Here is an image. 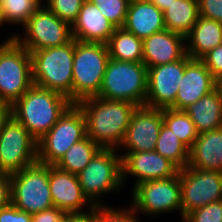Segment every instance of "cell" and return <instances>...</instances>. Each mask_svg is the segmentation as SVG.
Instances as JSON below:
<instances>
[{
  "label": "cell",
  "mask_w": 222,
  "mask_h": 222,
  "mask_svg": "<svg viewBox=\"0 0 222 222\" xmlns=\"http://www.w3.org/2000/svg\"><path fill=\"white\" fill-rule=\"evenodd\" d=\"M37 162V141L11 115L0 130V172L12 175Z\"/></svg>",
  "instance_id": "30bf717a"
},
{
  "label": "cell",
  "mask_w": 222,
  "mask_h": 222,
  "mask_svg": "<svg viewBox=\"0 0 222 222\" xmlns=\"http://www.w3.org/2000/svg\"><path fill=\"white\" fill-rule=\"evenodd\" d=\"M48 181L53 206L64 213L83 212L85 207H95L84 195L77 175L49 165Z\"/></svg>",
  "instance_id": "e0dca14e"
},
{
  "label": "cell",
  "mask_w": 222,
  "mask_h": 222,
  "mask_svg": "<svg viewBox=\"0 0 222 222\" xmlns=\"http://www.w3.org/2000/svg\"><path fill=\"white\" fill-rule=\"evenodd\" d=\"M147 83L148 68L143 62H126L110 58L100 91L96 96L142 106L145 105Z\"/></svg>",
  "instance_id": "277c9868"
},
{
  "label": "cell",
  "mask_w": 222,
  "mask_h": 222,
  "mask_svg": "<svg viewBox=\"0 0 222 222\" xmlns=\"http://www.w3.org/2000/svg\"><path fill=\"white\" fill-rule=\"evenodd\" d=\"M131 207L116 209L111 206H95L92 209V222H140Z\"/></svg>",
  "instance_id": "1f68e13d"
},
{
  "label": "cell",
  "mask_w": 222,
  "mask_h": 222,
  "mask_svg": "<svg viewBox=\"0 0 222 222\" xmlns=\"http://www.w3.org/2000/svg\"><path fill=\"white\" fill-rule=\"evenodd\" d=\"M42 5L39 0H0L5 22L22 26Z\"/></svg>",
  "instance_id": "f546056e"
},
{
  "label": "cell",
  "mask_w": 222,
  "mask_h": 222,
  "mask_svg": "<svg viewBox=\"0 0 222 222\" xmlns=\"http://www.w3.org/2000/svg\"><path fill=\"white\" fill-rule=\"evenodd\" d=\"M183 111L193 121L199 134L222 127V95L217 87Z\"/></svg>",
  "instance_id": "cb8c5ba5"
},
{
  "label": "cell",
  "mask_w": 222,
  "mask_h": 222,
  "mask_svg": "<svg viewBox=\"0 0 222 222\" xmlns=\"http://www.w3.org/2000/svg\"><path fill=\"white\" fill-rule=\"evenodd\" d=\"M24 37L16 34V41L30 53L70 42L71 25L59 19L46 5L41 6L23 25Z\"/></svg>",
  "instance_id": "8fae6325"
},
{
  "label": "cell",
  "mask_w": 222,
  "mask_h": 222,
  "mask_svg": "<svg viewBox=\"0 0 222 222\" xmlns=\"http://www.w3.org/2000/svg\"><path fill=\"white\" fill-rule=\"evenodd\" d=\"M107 47L111 59L126 62H143L142 40L124 27L114 30Z\"/></svg>",
  "instance_id": "484cf974"
},
{
  "label": "cell",
  "mask_w": 222,
  "mask_h": 222,
  "mask_svg": "<svg viewBox=\"0 0 222 222\" xmlns=\"http://www.w3.org/2000/svg\"><path fill=\"white\" fill-rule=\"evenodd\" d=\"M181 184L182 220L192 210L222 200V173L193 169L178 170Z\"/></svg>",
  "instance_id": "4fadbf2b"
},
{
  "label": "cell",
  "mask_w": 222,
  "mask_h": 222,
  "mask_svg": "<svg viewBox=\"0 0 222 222\" xmlns=\"http://www.w3.org/2000/svg\"><path fill=\"white\" fill-rule=\"evenodd\" d=\"M162 124L163 109L137 106L119 148L128 152L155 151Z\"/></svg>",
  "instance_id": "9a60e30c"
},
{
  "label": "cell",
  "mask_w": 222,
  "mask_h": 222,
  "mask_svg": "<svg viewBox=\"0 0 222 222\" xmlns=\"http://www.w3.org/2000/svg\"><path fill=\"white\" fill-rule=\"evenodd\" d=\"M155 151L166 157L178 169L188 165L189 148L164 124L160 129Z\"/></svg>",
  "instance_id": "83f0119b"
},
{
  "label": "cell",
  "mask_w": 222,
  "mask_h": 222,
  "mask_svg": "<svg viewBox=\"0 0 222 222\" xmlns=\"http://www.w3.org/2000/svg\"><path fill=\"white\" fill-rule=\"evenodd\" d=\"M192 58L185 55L182 59L148 68V83L145 105L152 108H170L174 103L182 81L185 65Z\"/></svg>",
  "instance_id": "5bb4252c"
},
{
  "label": "cell",
  "mask_w": 222,
  "mask_h": 222,
  "mask_svg": "<svg viewBox=\"0 0 222 222\" xmlns=\"http://www.w3.org/2000/svg\"><path fill=\"white\" fill-rule=\"evenodd\" d=\"M122 157V182L127 175L136 177L134 186L150 180L168 179L178 173V168L156 151L126 152Z\"/></svg>",
  "instance_id": "2e32d148"
},
{
  "label": "cell",
  "mask_w": 222,
  "mask_h": 222,
  "mask_svg": "<svg viewBox=\"0 0 222 222\" xmlns=\"http://www.w3.org/2000/svg\"><path fill=\"white\" fill-rule=\"evenodd\" d=\"M132 187L130 207L136 213L155 216L180 210L182 219L179 173L168 179L150 180Z\"/></svg>",
  "instance_id": "7c38bea8"
},
{
  "label": "cell",
  "mask_w": 222,
  "mask_h": 222,
  "mask_svg": "<svg viewBox=\"0 0 222 222\" xmlns=\"http://www.w3.org/2000/svg\"><path fill=\"white\" fill-rule=\"evenodd\" d=\"M11 36L0 46V101L12 106L34 83L30 52Z\"/></svg>",
  "instance_id": "8992f818"
},
{
  "label": "cell",
  "mask_w": 222,
  "mask_h": 222,
  "mask_svg": "<svg viewBox=\"0 0 222 222\" xmlns=\"http://www.w3.org/2000/svg\"><path fill=\"white\" fill-rule=\"evenodd\" d=\"M100 149L98 144L86 136L73 144L55 166L60 170L77 175L90 163Z\"/></svg>",
  "instance_id": "4316f807"
},
{
  "label": "cell",
  "mask_w": 222,
  "mask_h": 222,
  "mask_svg": "<svg viewBox=\"0 0 222 222\" xmlns=\"http://www.w3.org/2000/svg\"><path fill=\"white\" fill-rule=\"evenodd\" d=\"M6 22H5V20H4V17H3V13H2V11H1V9H0V26L1 25H4Z\"/></svg>",
  "instance_id": "ee69618b"
},
{
  "label": "cell",
  "mask_w": 222,
  "mask_h": 222,
  "mask_svg": "<svg viewBox=\"0 0 222 222\" xmlns=\"http://www.w3.org/2000/svg\"><path fill=\"white\" fill-rule=\"evenodd\" d=\"M185 37L163 30L142 40L143 63L147 68L176 62L186 55Z\"/></svg>",
  "instance_id": "d6986e66"
},
{
  "label": "cell",
  "mask_w": 222,
  "mask_h": 222,
  "mask_svg": "<svg viewBox=\"0 0 222 222\" xmlns=\"http://www.w3.org/2000/svg\"><path fill=\"white\" fill-rule=\"evenodd\" d=\"M85 0H46V7L70 25L76 20Z\"/></svg>",
  "instance_id": "d6a6232c"
},
{
  "label": "cell",
  "mask_w": 222,
  "mask_h": 222,
  "mask_svg": "<svg viewBox=\"0 0 222 222\" xmlns=\"http://www.w3.org/2000/svg\"><path fill=\"white\" fill-rule=\"evenodd\" d=\"M86 119L73 103L52 128L37 141V159L44 165H55L71 146L86 137Z\"/></svg>",
  "instance_id": "9c48e42d"
},
{
  "label": "cell",
  "mask_w": 222,
  "mask_h": 222,
  "mask_svg": "<svg viewBox=\"0 0 222 222\" xmlns=\"http://www.w3.org/2000/svg\"><path fill=\"white\" fill-rule=\"evenodd\" d=\"M87 210V212L65 213L61 222H92V209Z\"/></svg>",
  "instance_id": "ab89813d"
},
{
  "label": "cell",
  "mask_w": 222,
  "mask_h": 222,
  "mask_svg": "<svg viewBox=\"0 0 222 222\" xmlns=\"http://www.w3.org/2000/svg\"><path fill=\"white\" fill-rule=\"evenodd\" d=\"M64 212L56 207L32 215V222H61Z\"/></svg>",
  "instance_id": "74e56055"
},
{
  "label": "cell",
  "mask_w": 222,
  "mask_h": 222,
  "mask_svg": "<svg viewBox=\"0 0 222 222\" xmlns=\"http://www.w3.org/2000/svg\"><path fill=\"white\" fill-rule=\"evenodd\" d=\"M187 166L222 173V127L198 135L189 149Z\"/></svg>",
  "instance_id": "44dd1931"
},
{
  "label": "cell",
  "mask_w": 222,
  "mask_h": 222,
  "mask_svg": "<svg viewBox=\"0 0 222 222\" xmlns=\"http://www.w3.org/2000/svg\"><path fill=\"white\" fill-rule=\"evenodd\" d=\"M199 16L222 23V0H198Z\"/></svg>",
  "instance_id": "d590c367"
},
{
  "label": "cell",
  "mask_w": 222,
  "mask_h": 222,
  "mask_svg": "<svg viewBox=\"0 0 222 222\" xmlns=\"http://www.w3.org/2000/svg\"><path fill=\"white\" fill-rule=\"evenodd\" d=\"M49 165L39 162L10 175V203L31 215L53 206Z\"/></svg>",
  "instance_id": "ba28073f"
},
{
  "label": "cell",
  "mask_w": 222,
  "mask_h": 222,
  "mask_svg": "<svg viewBox=\"0 0 222 222\" xmlns=\"http://www.w3.org/2000/svg\"><path fill=\"white\" fill-rule=\"evenodd\" d=\"M181 222H222V200L192 210Z\"/></svg>",
  "instance_id": "836d02e7"
},
{
  "label": "cell",
  "mask_w": 222,
  "mask_h": 222,
  "mask_svg": "<svg viewBox=\"0 0 222 222\" xmlns=\"http://www.w3.org/2000/svg\"><path fill=\"white\" fill-rule=\"evenodd\" d=\"M33 83L73 102L74 38L65 45L30 53Z\"/></svg>",
  "instance_id": "3957f363"
},
{
  "label": "cell",
  "mask_w": 222,
  "mask_h": 222,
  "mask_svg": "<svg viewBox=\"0 0 222 222\" xmlns=\"http://www.w3.org/2000/svg\"><path fill=\"white\" fill-rule=\"evenodd\" d=\"M186 54L201 59L222 43V23L199 16L192 30L185 37Z\"/></svg>",
  "instance_id": "603a6c76"
},
{
  "label": "cell",
  "mask_w": 222,
  "mask_h": 222,
  "mask_svg": "<svg viewBox=\"0 0 222 222\" xmlns=\"http://www.w3.org/2000/svg\"><path fill=\"white\" fill-rule=\"evenodd\" d=\"M116 27L101 13L96 4L85 0L71 25L76 41L107 44Z\"/></svg>",
  "instance_id": "ffe728a7"
},
{
  "label": "cell",
  "mask_w": 222,
  "mask_h": 222,
  "mask_svg": "<svg viewBox=\"0 0 222 222\" xmlns=\"http://www.w3.org/2000/svg\"><path fill=\"white\" fill-rule=\"evenodd\" d=\"M217 81L222 77V43L209 51L200 59Z\"/></svg>",
  "instance_id": "e575fe53"
},
{
  "label": "cell",
  "mask_w": 222,
  "mask_h": 222,
  "mask_svg": "<svg viewBox=\"0 0 222 222\" xmlns=\"http://www.w3.org/2000/svg\"><path fill=\"white\" fill-rule=\"evenodd\" d=\"M178 86L175 103L170 108L184 110L189 104L213 91L217 87V81L200 59H191L185 65L184 76Z\"/></svg>",
  "instance_id": "ac0fdd59"
},
{
  "label": "cell",
  "mask_w": 222,
  "mask_h": 222,
  "mask_svg": "<svg viewBox=\"0 0 222 222\" xmlns=\"http://www.w3.org/2000/svg\"><path fill=\"white\" fill-rule=\"evenodd\" d=\"M163 124L168 127L189 149L199 133L195 124L183 110L163 109Z\"/></svg>",
  "instance_id": "f1b7e54d"
},
{
  "label": "cell",
  "mask_w": 222,
  "mask_h": 222,
  "mask_svg": "<svg viewBox=\"0 0 222 222\" xmlns=\"http://www.w3.org/2000/svg\"><path fill=\"white\" fill-rule=\"evenodd\" d=\"M142 2H152L154 5H156L162 12H164L169 5L175 1V0H137Z\"/></svg>",
  "instance_id": "b9f144b4"
},
{
  "label": "cell",
  "mask_w": 222,
  "mask_h": 222,
  "mask_svg": "<svg viewBox=\"0 0 222 222\" xmlns=\"http://www.w3.org/2000/svg\"><path fill=\"white\" fill-rule=\"evenodd\" d=\"M72 104L61 93L33 84L11 106V115L39 141Z\"/></svg>",
  "instance_id": "7a4b0ae2"
},
{
  "label": "cell",
  "mask_w": 222,
  "mask_h": 222,
  "mask_svg": "<svg viewBox=\"0 0 222 222\" xmlns=\"http://www.w3.org/2000/svg\"><path fill=\"white\" fill-rule=\"evenodd\" d=\"M11 117V105L0 101V130L5 122Z\"/></svg>",
  "instance_id": "60d3db41"
},
{
  "label": "cell",
  "mask_w": 222,
  "mask_h": 222,
  "mask_svg": "<svg viewBox=\"0 0 222 222\" xmlns=\"http://www.w3.org/2000/svg\"><path fill=\"white\" fill-rule=\"evenodd\" d=\"M10 203V175L0 172V210Z\"/></svg>",
  "instance_id": "f35d334b"
},
{
  "label": "cell",
  "mask_w": 222,
  "mask_h": 222,
  "mask_svg": "<svg viewBox=\"0 0 222 222\" xmlns=\"http://www.w3.org/2000/svg\"><path fill=\"white\" fill-rule=\"evenodd\" d=\"M217 88L222 95V77L217 80Z\"/></svg>",
  "instance_id": "7bdbcfd3"
},
{
  "label": "cell",
  "mask_w": 222,
  "mask_h": 222,
  "mask_svg": "<svg viewBox=\"0 0 222 222\" xmlns=\"http://www.w3.org/2000/svg\"><path fill=\"white\" fill-rule=\"evenodd\" d=\"M109 59L107 44L74 39L73 103L99 93Z\"/></svg>",
  "instance_id": "5b68a950"
},
{
  "label": "cell",
  "mask_w": 222,
  "mask_h": 222,
  "mask_svg": "<svg viewBox=\"0 0 222 222\" xmlns=\"http://www.w3.org/2000/svg\"><path fill=\"white\" fill-rule=\"evenodd\" d=\"M98 6L101 13L116 27H123L130 0H89Z\"/></svg>",
  "instance_id": "4dcf8cb0"
},
{
  "label": "cell",
  "mask_w": 222,
  "mask_h": 222,
  "mask_svg": "<svg viewBox=\"0 0 222 222\" xmlns=\"http://www.w3.org/2000/svg\"><path fill=\"white\" fill-rule=\"evenodd\" d=\"M163 17L166 30L186 37L199 18L198 0H175Z\"/></svg>",
  "instance_id": "d4e9b609"
},
{
  "label": "cell",
  "mask_w": 222,
  "mask_h": 222,
  "mask_svg": "<svg viewBox=\"0 0 222 222\" xmlns=\"http://www.w3.org/2000/svg\"><path fill=\"white\" fill-rule=\"evenodd\" d=\"M0 222H32V215L9 203L0 210Z\"/></svg>",
  "instance_id": "8d00e7d4"
},
{
  "label": "cell",
  "mask_w": 222,
  "mask_h": 222,
  "mask_svg": "<svg viewBox=\"0 0 222 222\" xmlns=\"http://www.w3.org/2000/svg\"><path fill=\"white\" fill-rule=\"evenodd\" d=\"M86 119V135L101 148L118 149L124 139L135 104L98 96L76 103Z\"/></svg>",
  "instance_id": "6da1fadb"
},
{
  "label": "cell",
  "mask_w": 222,
  "mask_h": 222,
  "mask_svg": "<svg viewBox=\"0 0 222 222\" xmlns=\"http://www.w3.org/2000/svg\"><path fill=\"white\" fill-rule=\"evenodd\" d=\"M116 150L101 148L90 163L77 174L84 195L94 206H106L101 203L103 201L100 198L107 193L113 194L123 186L122 157L117 155Z\"/></svg>",
  "instance_id": "52a82bcc"
},
{
  "label": "cell",
  "mask_w": 222,
  "mask_h": 222,
  "mask_svg": "<svg viewBox=\"0 0 222 222\" xmlns=\"http://www.w3.org/2000/svg\"><path fill=\"white\" fill-rule=\"evenodd\" d=\"M123 27L141 40L166 29L163 12L152 2L137 0H130Z\"/></svg>",
  "instance_id": "7402d4cb"
}]
</instances>
